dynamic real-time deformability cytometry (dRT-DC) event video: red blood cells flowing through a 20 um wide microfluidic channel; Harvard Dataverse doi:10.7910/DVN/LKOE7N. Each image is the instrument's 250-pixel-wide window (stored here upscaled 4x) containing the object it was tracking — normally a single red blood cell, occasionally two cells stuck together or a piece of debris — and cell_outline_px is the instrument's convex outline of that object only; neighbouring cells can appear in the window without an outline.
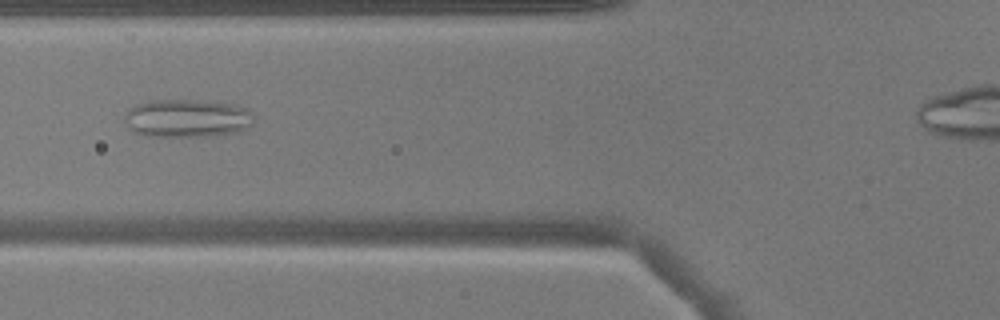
{"species": "common noctule bat (a hibernating species)", "species_latin": "Nyctalus noctula", "temperature_condition": "warm", "stored_images_in_passage": 47, "camera_frame_rate_fps": 3000, "um_per_image_px": 0.085, "animal": {"sex": "male", "body_mass_g": 17.9}, "frame": {"image": 1, "passage_image": 21, "time_ms": 6.667, "image_size_px": [1000, 320], "cell_outline_px": [[252, 124], [240, 132], [212, 136], [148, 136], [132, 132], [128, 128], [124, 120], [124, 116], [128, 108], [136, 104], [156, 100], [196, 100], [240, 104], [248, 108], [252, 112]], "centroid_in_image_um": [15.92, 10.05], "position_along_channel_um": 109.9, "area_um2": 29.19}}
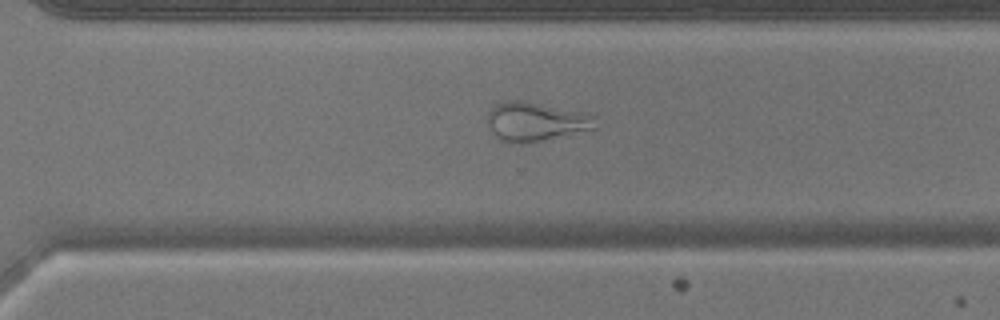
{"frame": {"image": 2, "passage_image": 37, "time_ms": 12.0, "image_size_px": [1000, 320], "cell_outline_px": [[596, 128], [540, 140], [504, 140], [496, 136], [492, 132], [488, 124], [488, 112], [496, 104], [508, 100], [516, 100], [580, 112], [596, 116]], "centroid_in_image_um": [45.54, 10.3], "position_along_channel_um": 325.1, "area_um2": 23.12}}
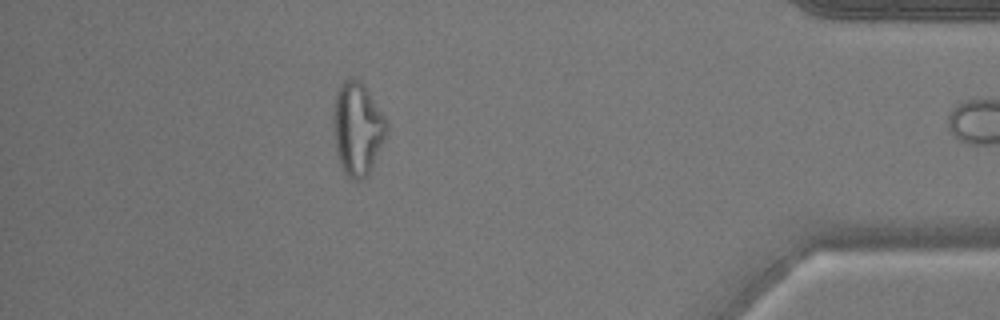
{"frame": {"image": 3, "passage_image": 46, "time_ms": 15.0, "image_size_px": [1000, 320], "cell_outline_px": [[388, 128], [368, 176], [364, 180], [352, 180], [344, 172], [340, 164], [336, 148], [332, 128], [332, 108], [336, 92], [340, 84], [348, 76], [352, 76], [360, 80], [364, 84], [384, 116], [388, 124]], "centroid_in_image_um": [30.34, 10.89], "position_along_channel_um": 404.9, "area_um2": 29.19}}